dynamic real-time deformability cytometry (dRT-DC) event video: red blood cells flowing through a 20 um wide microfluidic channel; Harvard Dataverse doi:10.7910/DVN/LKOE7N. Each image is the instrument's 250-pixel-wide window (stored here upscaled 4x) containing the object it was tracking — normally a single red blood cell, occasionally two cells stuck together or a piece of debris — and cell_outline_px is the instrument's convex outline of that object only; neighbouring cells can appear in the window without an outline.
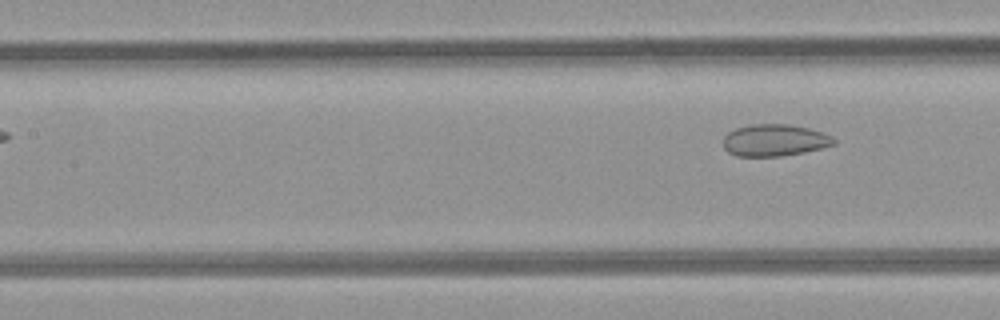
{"species": "common noctule bat (a hibernating species)", "species_latin": "Nyctalus noctula", "temperature_condition": "room temperature", "stored_images_in_passage": 5, "camera_frame_rate_fps": 3000, "um_per_image_px": 0.085, "animal": {"sex": "female", "body_mass_g": 21.9}, "frame": {"image": 1, "passage_image": 5, "time_ms": 4.667, "image_size_px": [1000, 320], "cell_outline_px": [[836, 144], [804, 152], [780, 156], [736, 156], [728, 152], [724, 148], [724, 136], [728, 132], [736, 128], [752, 124], [788, 124], [808, 128], [832, 136], [836, 140]], "centroid_in_image_um": [65.83, 11.92], "position_along_channel_um": 141.6, "area_um2": 20.46}}